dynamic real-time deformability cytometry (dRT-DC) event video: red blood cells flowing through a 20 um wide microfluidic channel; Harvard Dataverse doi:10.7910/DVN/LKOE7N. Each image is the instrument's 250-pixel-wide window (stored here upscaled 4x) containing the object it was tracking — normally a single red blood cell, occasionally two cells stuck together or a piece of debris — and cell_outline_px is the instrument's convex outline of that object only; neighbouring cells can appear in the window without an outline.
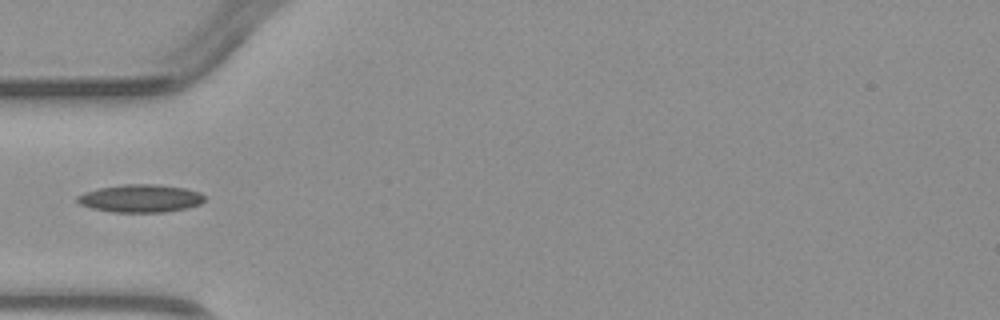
{"species": "common noctule bat (a hibernating species)", "species_latin": "Nyctalus noctula", "temperature_condition": "warm", "stored_images_in_passage": 5, "camera_frame_rate_fps": 3000, "um_per_image_px": 0.085, "animal": {"sex": "male", "body_mass_g": 23.1, "forearm_length_mm": 52.7}, "frame": {"image": 1, "passage_image": 4, "time_ms": 3.667, "image_size_px": [1000, 320], "cell_outline_px": [[204, 200], [200, 204], [188, 208], [164, 212], [112, 212], [92, 208], [80, 204], [76, 200], [76, 196], [84, 192], [100, 188], [124, 184], [156, 184], [184, 188], [200, 192], [204, 196]], "centroid_in_image_um": [11.94, 16.86], "position_along_channel_um": 73.1, "area_um2": 20.63}}
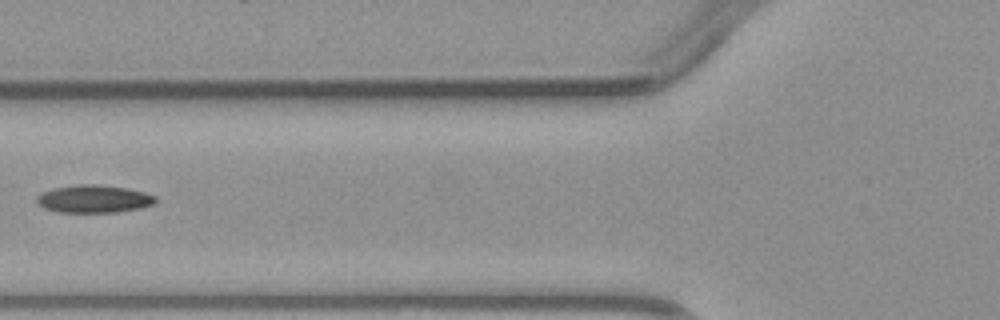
{"frame": {"image": 2, "passage_image": 5, "time_ms": 4.667, "image_size_px": [1000, 320], "cell_outline_px": [[156, 200], [152, 204], [140, 208], [116, 212], [60, 212], [44, 208], [36, 200], [36, 196], [52, 188], [76, 184], [92, 184], [128, 188], [144, 192], [156, 196]], "centroid_in_image_um": [7.97, 16.9], "position_along_channel_um": 117.8, "area_um2": 19.07}}